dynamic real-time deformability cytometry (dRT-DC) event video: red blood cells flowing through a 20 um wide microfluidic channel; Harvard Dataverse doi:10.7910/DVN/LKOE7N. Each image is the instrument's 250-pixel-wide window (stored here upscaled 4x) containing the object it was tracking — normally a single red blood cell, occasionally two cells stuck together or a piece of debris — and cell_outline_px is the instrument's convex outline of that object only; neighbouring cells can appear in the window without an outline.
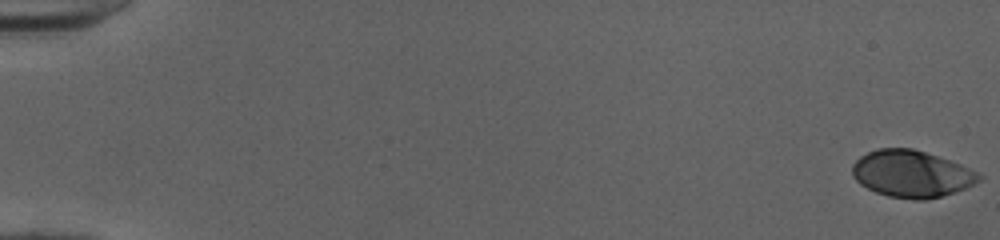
{"species": "human", "species_latin": "Homo sapiens", "temperature_condition": "cold", "stored_images_in_passage": 53, "camera_frame_rate_fps": 3000, "um_per_image_px": 0.085, "donor": {"sex": "female"}, "frame": {"image": 1, "passage_image": 1, "time_ms": 0.0, "image_size_px": [1000, 240], "cell_outline_px": [[980, 180], [956, 192], [924, 200], [916, 200], [888, 196], [876, 192], [860, 184], [852, 176], [852, 164], [860, 156], [876, 148], [912, 148], [960, 164], [976, 172], [980, 176]], "centroid_in_image_um": [77.43, 14.77], "position_along_channel_um": 7.6, "area_um2": 34.28}}
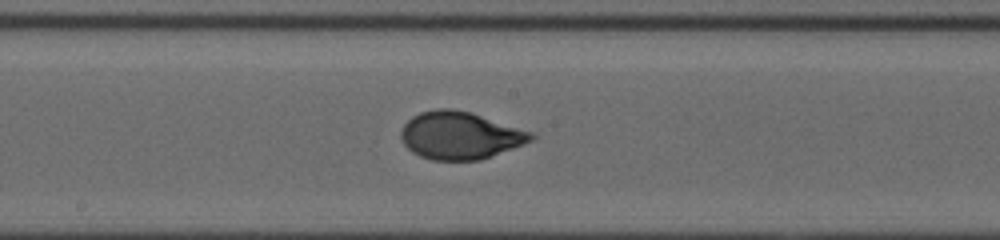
{"frame": {"image": 2, "passage_image": 30, "time_ms": 9.667, "image_size_px": [1000, 240], "cell_outline_px": [[536, 136], [532, 140], [524, 144], [480, 160], [432, 160], [420, 156], [412, 152], [404, 144], [400, 136], [400, 132], [404, 124], [412, 116], [420, 112], [436, 108], [452, 108], [468, 112], [536, 132]], "centroid_in_image_um": [39.11, 11.51], "position_along_channel_um": 209.1, "area_um2": 36.13}}
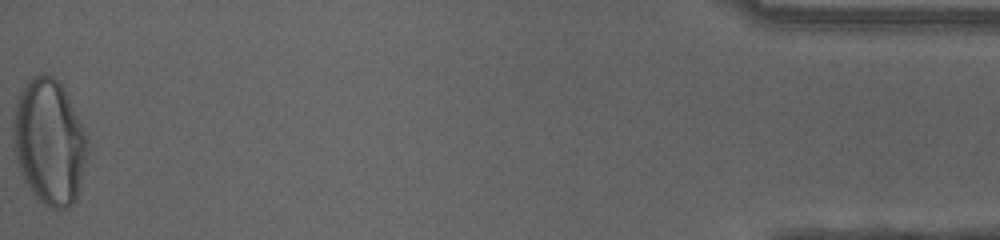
{"frame": {"image": 3, "passage_image": 53, "time_ms": 17.333, "image_size_px": [1000, 240], "cell_outline_px": [[88, 152], [76, 200], [68, 208], [48, 208], [36, 200], [24, 180], [16, 160], [12, 136], [12, 116], [16, 100], [24, 84], [32, 76], [44, 72], [52, 76], [60, 84], [88, 136]], "centroid_in_image_um": [4.16, 12.08], "position_along_channel_um": 431.0, "area_um2": 54.74}, "authors_computed_cell_mechanics": {"area_um2": 35.6048, "velocity_mm_per_s": 4.0079, "shape_relaxation_time_tau1_ms": 6.7681, "shape_relaxation_time_tau2_ms": null, "deformation_change_tau1": 0.2572, "deformation_change_tau2": null}}